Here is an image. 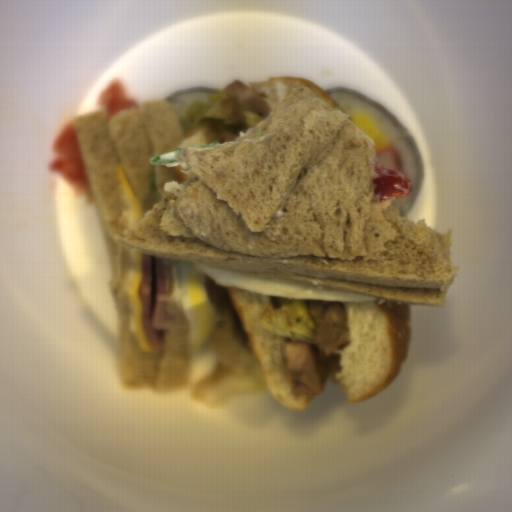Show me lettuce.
Listing matches in <instances>:
<instances>
[{
    "mask_svg": "<svg viewBox=\"0 0 512 512\" xmlns=\"http://www.w3.org/2000/svg\"><path fill=\"white\" fill-rule=\"evenodd\" d=\"M272 308L259 321L261 328L299 345L319 348L308 299L271 296Z\"/></svg>",
    "mask_w": 512,
    "mask_h": 512,
    "instance_id": "obj_1",
    "label": "lettuce"
},
{
    "mask_svg": "<svg viewBox=\"0 0 512 512\" xmlns=\"http://www.w3.org/2000/svg\"><path fill=\"white\" fill-rule=\"evenodd\" d=\"M225 99L226 95L221 88L215 89L206 101L193 102L185 111L179 125L183 136L193 128H202L207 134L210 123H214L219 131L235 133L239 137L262 119L248 110L242 115L244 124L237 122L233 113L221 105V100Z\"/></svg>",
    "mask_w": 512,
    "mask_h": 512,
    "instance_id": "obj_2",
    "label": "lettuce"
},
{
    "mask_svg": "<svg viewBox=\"0 0 512 512\" xmlns=\"http://www.w3.org/2000/svg\"><path fill=\"white\" fill-rule=\"evenodd\" d=\"M178 151H181V148L178 147V148L173 149L171 151L160 153L158 155H155V156L149 158L148 162L150 164L154 165V166H164V165H166L168 163L177 162L178 160H161L160 156L164 155V154H168V153L178 152Z\"/></svg>",
    "mask_w": 512,
    "mask_h": 512,
    "instance_id": "obj_3",
    "label": "lettuce"
},
{
    "mask_svg": "<svg viewBox=\"0 0 512 512\" xmlns=\"http://www.w3.org/2000/svg\"><path fill=\"white\" fill-rule=\"evenodd\" d=\"M147 187H148V189H150L153 193H155L158 197H162V196L159 194V192H158V190H157V188H156V180H155V178H154V179H152V180H149ZM162 198H163V197H162Z\"/></svg>",
    "mask_w": 512,
    "mask_h": 512,
    "instance_id": "obj_4",
    "label": "lettuce"
},
{
    "mask_svg": "<svg viewBox=\"0 0 512 512\" xmlns=\"http://www.w3.org/2000/svg\"><path fill=\"white\" fill-rule=\"evenodd\" d=\"M217 144H220L215 140H213L211 143H207V144H202V145H194L192 147H189V148H207V147H212V146H215Z\"/></svg>",
    "mask_w": 512,
    "mask_h": 512,
    "instance_id": "obj_5",
    "label": "lettuce"
}]
</instances>
